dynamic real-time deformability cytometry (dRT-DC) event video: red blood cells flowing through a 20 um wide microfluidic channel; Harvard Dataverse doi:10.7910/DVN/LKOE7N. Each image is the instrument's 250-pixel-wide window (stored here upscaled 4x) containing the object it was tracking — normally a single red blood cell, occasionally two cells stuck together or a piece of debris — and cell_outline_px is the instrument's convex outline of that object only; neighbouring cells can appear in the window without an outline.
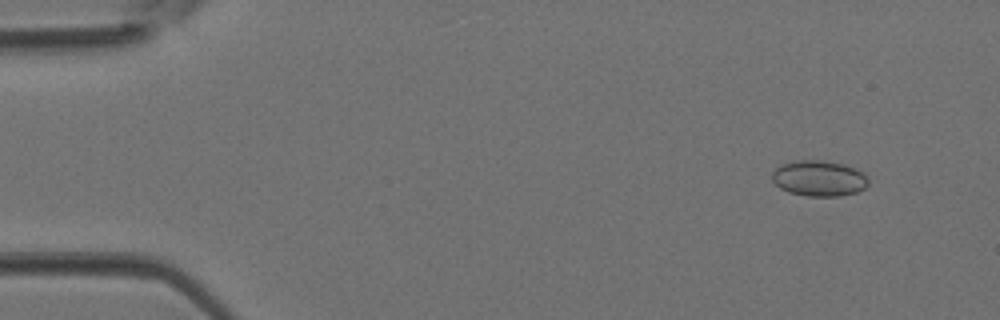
{"species": "Egyptian fruit bat (a non-hibernating species)", "species_latin": "Rousettus aegyptiacus", "temperature_condition": "room temperature", "stored_images_in_passage": 3, "camera_frame_rate_fps": 3000, "um_per_image_px": 0.085, "animal": {"sex": "female"}, "frame": {"image": 1, "passage_image": 1, "time_ms": 0.0, "image_size_px": [1000, 320], "cell_outline_px": [[868, 184], [864, 188], [856, 192], [840, 196], [804, 196], [788, 192], [780, 188], [772, 180], [772, 172], [780, 164], [796, 160], [824, 160], [844, 164], [856, 168], [864, 172], [868, 180]], "centroid_in_image_um": [69.61, 15.15], "position_along_channel_um": 15.4, "area_um2": 20.29}}